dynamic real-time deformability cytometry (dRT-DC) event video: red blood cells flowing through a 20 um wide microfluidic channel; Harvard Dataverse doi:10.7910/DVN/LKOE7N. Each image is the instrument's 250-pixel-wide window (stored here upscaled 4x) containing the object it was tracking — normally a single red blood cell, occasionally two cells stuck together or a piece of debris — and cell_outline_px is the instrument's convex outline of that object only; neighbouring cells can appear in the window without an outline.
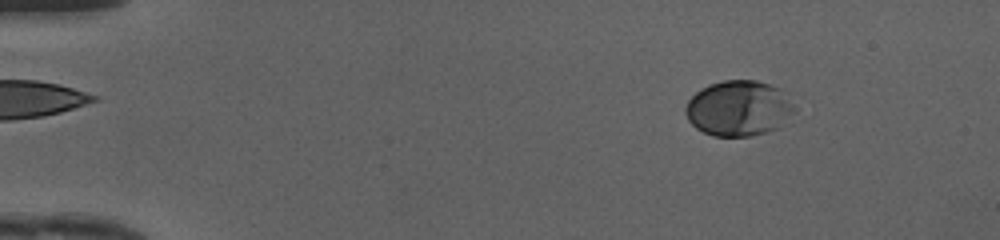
{"species": "human", "species_latin": "Homo sapiens", "temperature_condition": "cold", "stored_images_in_passage": 50, "camera_frame_rate_fps": 3000, "um_per_image_px": 0.085, "donor": {"sex": "female"}, "frame": {"image": 1, "passage_image": 7, "time_ms": 2.0, "image_size_px": [1000, 240], "cell_outline_px": [[796, 112], [776, 128], [752, 136], [712, 136], [696, 128], [688, 120], [684, 112], [684, 108], [688, 100], [700, 88], [708, 84], [724, 80], [756, 80], [780, 88], [796, 108]], "centroid_in_image_um": [62.76, 9.2], "position_along_channel_um": 22.2, "area_um2": 35.32}}
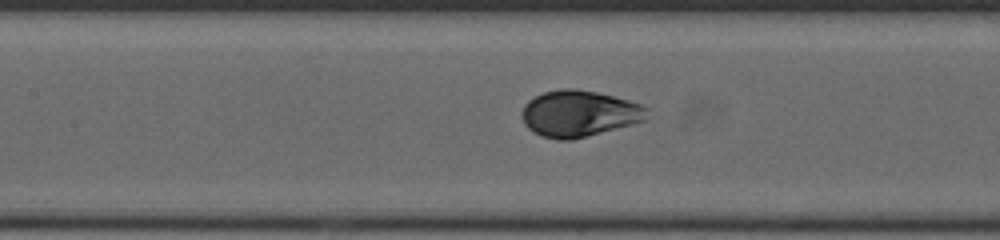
{"frame": {"image": 2, "passage_image": 24, "time_ms": 7.667, "image_size_px": [1000, 240], "cell_outline_px": [[648, 108], [644, 120], [632, 124], [572, 140], [560, 140], [540, 136], [532, 132], [524, 124], [520, 116], [520, 112], [524, 104], [528, 100], [544, 92], [560, 88], [576, 88], [596, 92], [628, 100], [640, 104]], "centroid_in_image_um": [49.15, 9.65], "position_along_channel_um": 158.2, "area_um2": 33.87}}
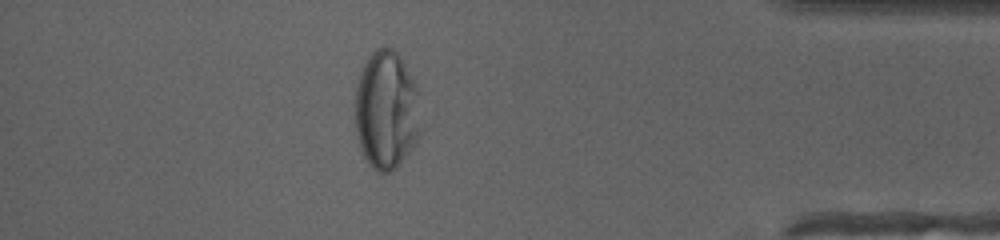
{"frame": {"image": 3, "passage_image": 44, "time_ms": 14.333, "image_size_px": [1000, 240], "cell_outline_px": [[420, 136], [412, 148], [396, 168], [392, 172], [376, 172], [368, 164], [360, 148], [356, 132], [356, 88], [360, 72], [364, 64], [372, 52], [376, 48], [384, 44], [400, 52], [416, 84], [420, 128]], "centroid_in_image_um": [32.85, 9.34], "position_along_channel_um": 402.4, "area_um2": 45.84}, "authors_computed_cell_mechanics": {"area_um2": 35.3158, "velocity_mm_per_s": 4.1636, "shape_relaxation_time_tau1_ms": 2.5316, "shape_relaxation_time_tau2_ms": null, "deformation_change_tau1": 0.1244, "deformation_change_tau2": null}}